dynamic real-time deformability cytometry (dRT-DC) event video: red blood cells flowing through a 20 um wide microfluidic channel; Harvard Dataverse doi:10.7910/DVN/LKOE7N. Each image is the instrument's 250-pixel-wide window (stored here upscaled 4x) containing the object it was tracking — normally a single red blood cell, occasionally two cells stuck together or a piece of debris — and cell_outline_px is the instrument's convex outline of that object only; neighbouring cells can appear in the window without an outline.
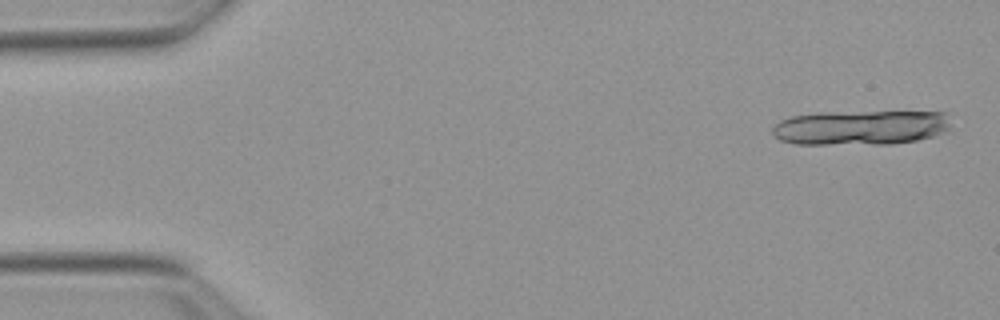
{"species": "Egyptian fruit bat (a non-hibernating species)", "species_latin": "Rousettus aegyptiacus", "temperature_condition": "warm", "stored_images_in_passage": 32, "camera_frame_rate_fps": 3000, "um_per_image_px": 0.085, "animal": {"sex": "female"}, "frame": {"image": 1, "passage_image": 2, "time_ms": 0.333, "image_size_px": [1000, 320], "cell_outline_px": [[948, 128], [932, 136], [916, 140], [892, 144], [796, 144], [780, 140], [772, 136], [772, 128], [780, 120], [792, 116], [816, 112], [944, 112], [948, 124]], "centroid_in_image_um": [73.04, 10.85], "position_along_channel_um": 12.0, "area_um2": 35.95}}
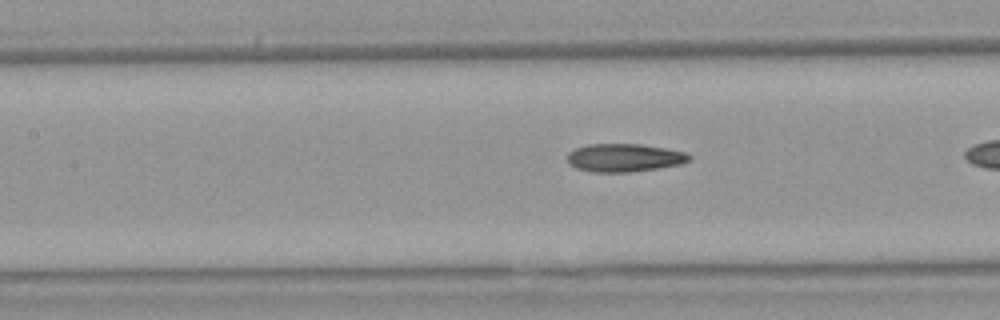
{"frame": {"image": 2, "passage_image": 21, "time_ms": 6.667, "image_size_px": [1000, 320], "cell_outline_px": [[692, 160], [680, 164], [632, 172], [592, 172], [576, 168], [568, 164], [568, 152], [576, 148], [588, 144], [640, 144], [688, 152], [692, 156]], "centroid_in_image_um": [53.08, 13.41], "position_along_channel_um": 154.3, "area_um2": 20.06}}
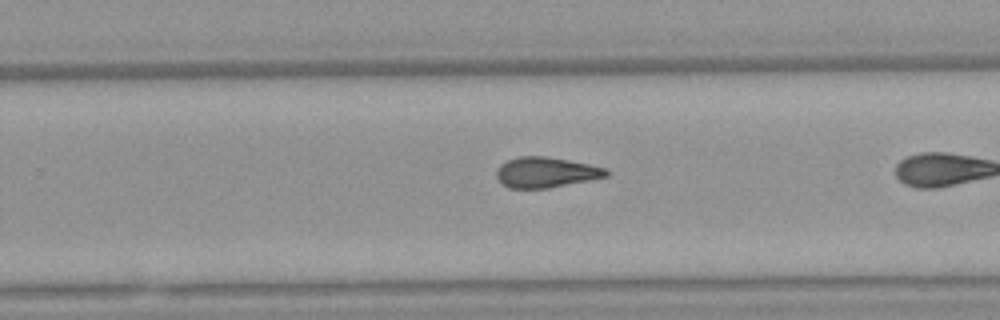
{"frame": {"image": 3, "passage_image": 31, "time_ms": 10.0, "image_size_px": [1000, 320], "cell_outline_px": [[608, 176], [592, 180], [548, 188], [508, 188], [496, 176], [496, 168], [500, 164], [508, 160], [520, 156], [544, 156], [568, 160], [608, 168]], "centroid_in_image_um": [46.42, 14.65], "position_along_channel_um": 283.4, "area_um2": 19.48}}